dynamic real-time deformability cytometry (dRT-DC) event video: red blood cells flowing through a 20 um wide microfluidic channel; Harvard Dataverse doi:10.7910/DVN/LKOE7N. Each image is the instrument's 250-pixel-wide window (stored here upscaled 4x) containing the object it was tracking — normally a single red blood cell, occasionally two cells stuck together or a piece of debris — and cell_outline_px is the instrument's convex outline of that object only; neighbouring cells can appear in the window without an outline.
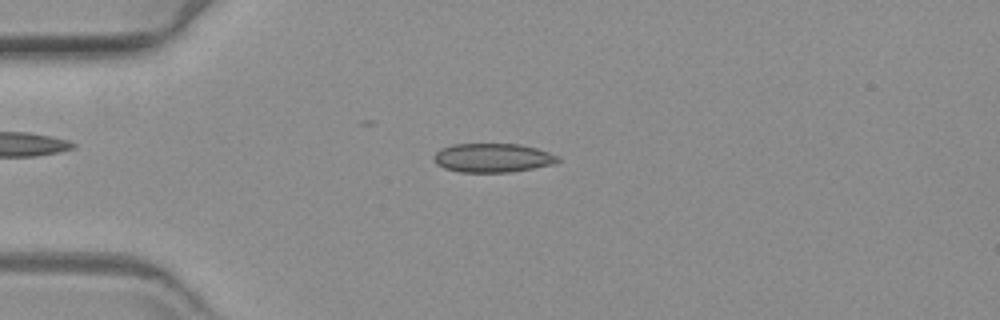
{"species": "common noctule bat (a hibernating species)", "species_latin": "Nyctalus noctula", "temperature_condition": "warm", "stored_images_in_passage": 60, "camera_frame_rate_fps": 3000, "um_per_image_px": 0.085, "animal": {"sex": "female", "body_mass_g": 19.3, "forearm_length_mm": 54.1}, "frame": {"image": 1, "passage_image": 15, "time_ms": 4.667, "image_size_px": [1000, 320], "cell_outline_px": [[560, 160], [552, 164], [532, 168], [508, 172], [460, 172], [444, 168], [436, 164], [432, 160], [432, 156], [440, 148], [452, 144], [520, 144], [536, 148], [560, 156]], "centroid_in_image_um": [41.82, 13.41], "position_along_channel_um": 43.2, "area_um2": 20.98}}
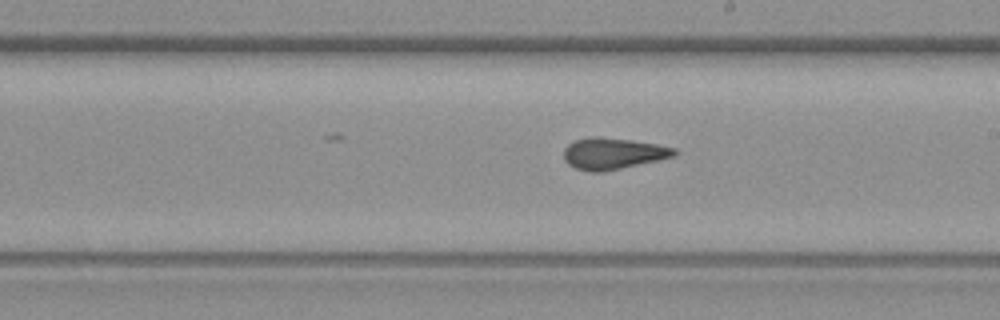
{"frame": {"image": 2, "passage_image": 34, "time_ms": 11.0, "image_size_px": [1000, 320], "cell_outline_px": [[680, 152], [676, 156], [604, 172], [588, 172], [576, 168], [568, 164], [564, 160], [564, 148], [568, 144], [576, 140], [632, 140], [656, 144], [676, 148]], "centroid_in_image_um": [52.17, 13.11], "position_along_channel_um": 236.8, "area_um2": 19.54}}
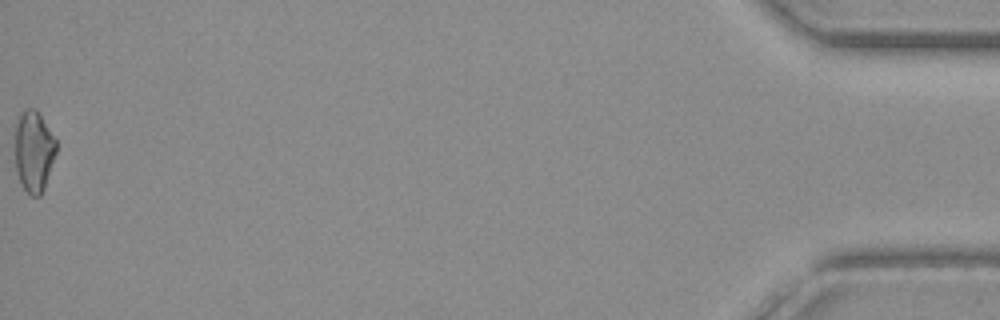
{"frame": {"image": 3, "passage_image": 60, "time_ms": 19.667, "image_size_px": [1000, 320], "cell_outline_px": [[56, 152], [44, 188], [40, 196], [32, 196], [24, 188], [16, 172], [16, 124], [20, 112], [24, 108], [36, 108], [56, 140]], "centroid_in_image_um": [2.87, 12.82], "position_along_channel_um": 432.3, "area_um2": 19.25}}